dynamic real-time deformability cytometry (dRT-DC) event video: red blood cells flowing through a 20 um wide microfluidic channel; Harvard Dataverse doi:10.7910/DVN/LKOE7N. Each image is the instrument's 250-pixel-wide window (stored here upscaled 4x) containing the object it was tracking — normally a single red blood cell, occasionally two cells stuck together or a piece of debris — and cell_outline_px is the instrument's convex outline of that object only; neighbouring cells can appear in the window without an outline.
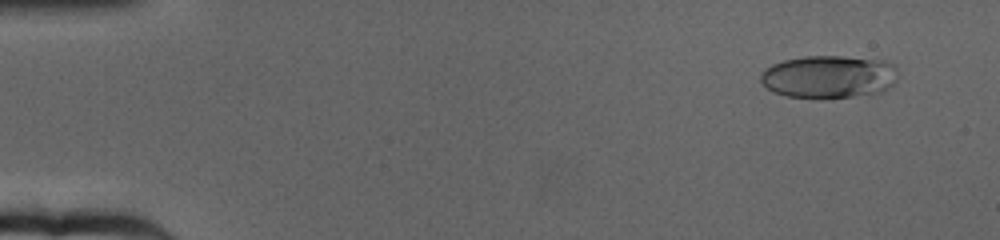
{"species": "human", "species_latin": "Homo sapiens", "temperature_condition": "cold", "stored_images_in_passage": 65, "camera_frame_rate_fps": 3000, "um_per_image_px": 0.085, "donor": {"sex": "female"}, "frame": {"image": 1, "passage_image": 5, "time_ms": 1.333, "image_size_px": [1000, 240], "cell_outline_px": [[896, 80], [888, 88], [880, 92], [852, 96], [788, 96], [772, 92], [760, 80], [760, 76], [764, 68], [772, 64], [784, 60], [804, 56], [840, 56], [884, 60], [892, 64], [896, 68]], "centroid_in_image_um": [70.43, 6.49], "position_along_channel_um": 14.6, "area_um2": 33.64}}
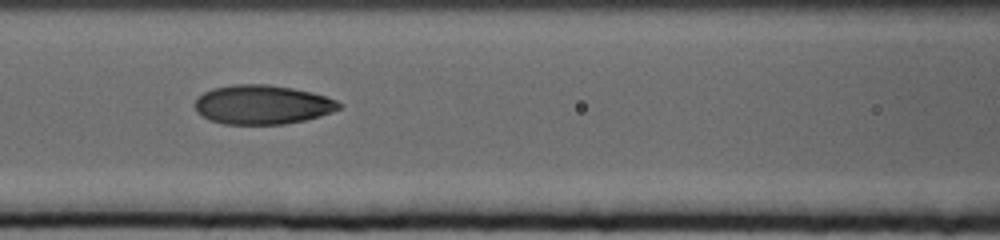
{"frame": {"image": 2, "passage_image": 29, "time_ms": 9.333, "image_size_px": [1000, 240], "cell_outline_px": [[344, 104], [340, 108], [332, 112], [320, 116], [304, 120], [284, 124], [224, 124], [208, 120], [196, 112], [192, 104], [204, 92], [212, 88], [232, 84], [268, 84], [292, 88], [312, 92], [336, 100]], "centroid_in_image_um": [22.27, 8.89], "position_along_channel_um": 144.3, "area_um2": 33.18}}
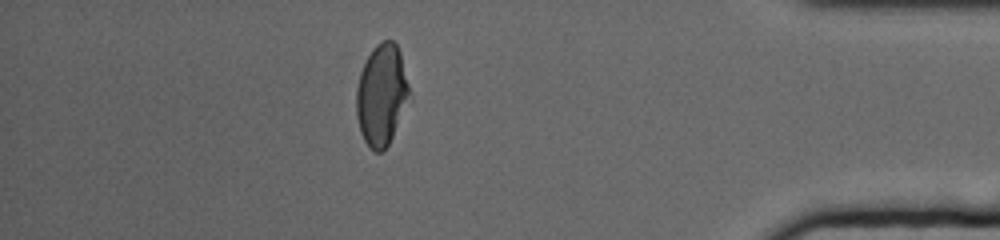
{"frame": {"image": 3, "passage_image": 57, "time_ms": 18.667, "image_size_px": [1000, 240], "cell_outline_px": [[412, 96], [388, 144], [380, 152], [376, 152], [364, 140], [360, 132], [356, 116], [356, 88], [360, 72], [372, 48], [380, 40], [392, 40], [396, 44], [400, 52]], "centroid_in_image_um": [32.44, 8.04], "position_along_channel_um": 402.8, "area_um2": 31.39}, "authors_computed_cell_mechanics": {"area_um2": 32.8882, "velocity_mm_per_s": 3.167, "shape_relaxation_time_tau1_ms": 5.022, "shape_relaxation_time_tau2_ms": 1.1342, "deformation_change_tau1": 0.1709, "deformation_change_tau2": 0.054}}